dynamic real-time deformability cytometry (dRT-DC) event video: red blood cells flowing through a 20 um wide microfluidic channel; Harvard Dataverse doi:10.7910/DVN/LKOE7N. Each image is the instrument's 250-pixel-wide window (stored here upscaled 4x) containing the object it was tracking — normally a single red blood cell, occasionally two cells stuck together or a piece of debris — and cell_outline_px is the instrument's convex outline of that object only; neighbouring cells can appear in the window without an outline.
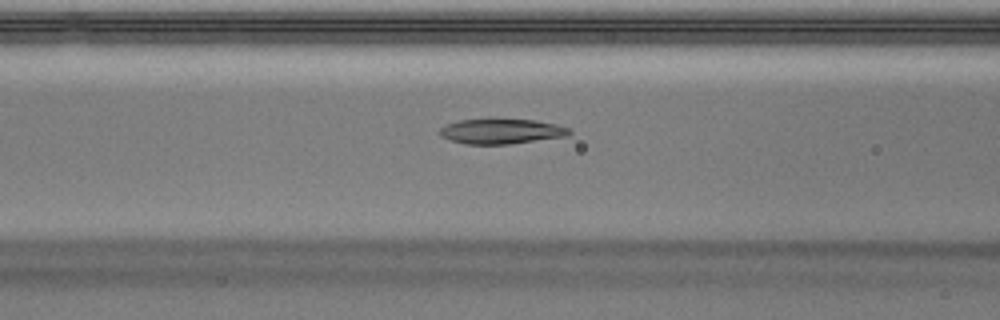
{"species": "Egyptian fruit bat (a non-hibernating species)", "species_latin": "Rousettus aegyptiacus", "temperature_condition": "warm", "stored_images_in_passage": 44, "camera_frame_rate_fps": 3000, "um_per_image_px": 0.085, "animal": {"sex": "male"}, "frame": {"image": 1, "passage_image": 14, "time_ms": 4.333, "image_size_px": [1000, 320], "cell_outline_px": [[572, 132], [568, 136], [508, 144], [464, 144], [448, 140], [440, 136], [440, 128], [448, 124], [460, 120], [488, 116], [492, 116], [536, 120], [556, 124], [568, 128]], "centroid_in_image_um": [42.58, 11.11], "position_along_channel_um": 124.0, "area_um2": 19.83}}
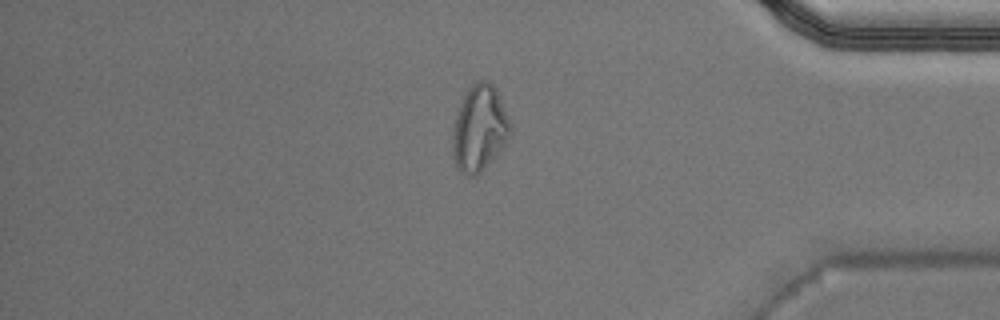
{"frame": {"image": 2, "passage_image": 36, "time_ms": 11.667, "image_size_px": [1000, 320], "cell_outline_px": [[512, 132], [508, 140], [484, 168], [476, 176], [468, 176], [460, 172], [456, 168], [452, 148], [452, 132], [456, 116], [464, 96], [468, 88], [476, 80], [488, 80], [496, 88], [512, 124]], "centroid_in_image_um": [40.76, 10.9], "position_along_channel_um": 394.4, "area_um2": 29.02}}
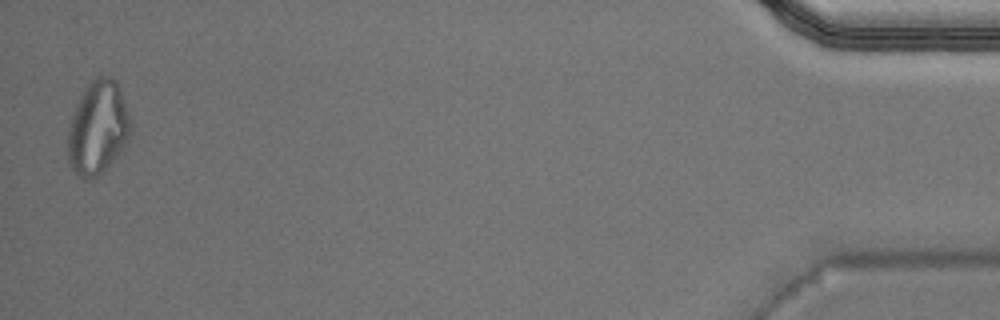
{"frame": {"image": 3, "passage_image": 43, "time_ms": 14.0, "image_size_px": [1000, 320], "cell_outline_px": [[132, 132], [124, 152], [104, 172], [88, 180], [84, 180], [72, 168], [68, 160], [68, 128], [76, 104], [84, 88], [96, 76], [108, 76], [116, 80], [132, 120]], "centroid_in_image_um": [8.37, 10.89], "position_along_channel_um": 426.8, "area_um2": 34.97}, "authors_computed_cell_mechanics": {"area_um2": 19.7387, "velocity_mm_per_s": 4.0302, "shape_relaxation_time_tau1_ms": 9.048, "shape_relaxation_time_tau2_ms": 3.3397, "deformation_change_tau1": 0.2636, "deformation_change_tau2": 0.1152}}